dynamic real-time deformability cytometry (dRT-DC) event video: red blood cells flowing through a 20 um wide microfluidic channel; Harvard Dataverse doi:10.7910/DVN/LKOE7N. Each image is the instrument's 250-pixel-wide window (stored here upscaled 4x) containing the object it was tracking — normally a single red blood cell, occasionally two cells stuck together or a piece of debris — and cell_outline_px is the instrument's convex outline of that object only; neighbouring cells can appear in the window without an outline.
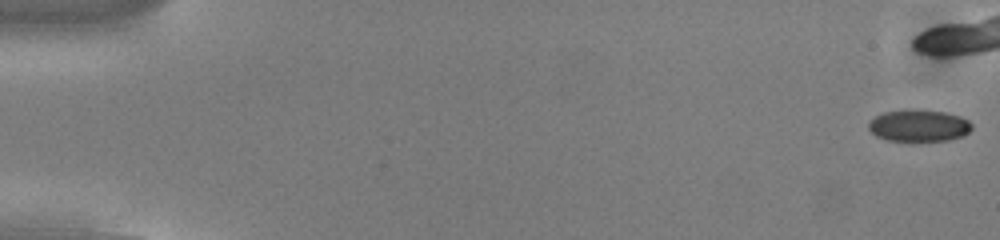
{"species": "common noctule bat (a hibernating species)", "species_latin": "Nyctalus noctula", "temperature_condition": "cold", "stored_images_in_passage": 42, "camera_frame_rate_fps": 3000, "um_per_image_px": 0.085, "animal": {"sex": "male", "body_mass_g": 13.0, "forearm_length_mm": 53.1}, "frame": {"image": 1, "passage_image": 1, "time_ms": 0.0, "image_size_px": [1000, 240], "cell_outline_px": [[972, 128], [964, 136], [948, 140], [908, 144], [888, 140], [876, 136], [868, 128], [868, 124], [876, 116], [884, 112], [904, 108], [920, 108], [948, 112], [960, 116], [968, 120], [972, 124]], "centroid_in_image_um": [78.11, 10.69], "position_along_channel_um": 6.9, "area_um2": 20.35}}
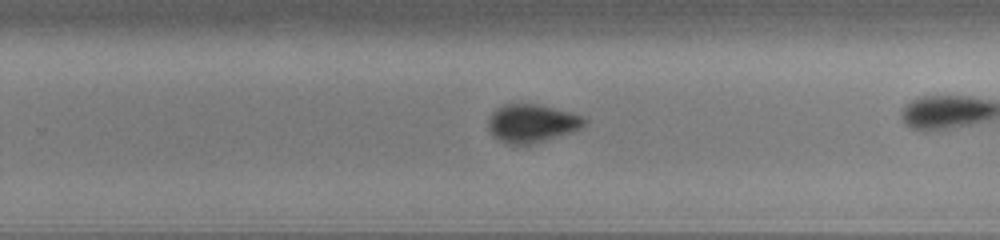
{"frame": {"image": 2, "passage_image": 35, "time_ms": 11.333, "image_size_px": [1000, 240], "cell_outline_px": [[588, 120], [580, 128], [572, 132], [544, 140], [528, 144], [504, 144], [492, 136], [488, 132], [488, 120], [492, 112], [496, 108], [504, 104], [540, 104], [584, 116]], "centroid_in_image_um": [45.17, 10.48], "position_along_channel_um": 284.6, "area_um2": 21.5}}
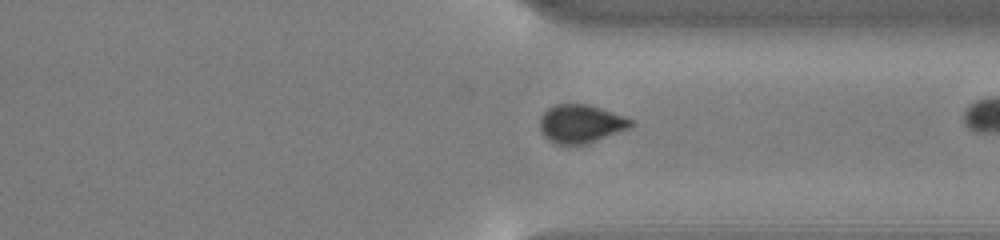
{"frame": {"image": 3, "passage_image": 41, "time_ms": 13.333, "image_size_px": [1000, 240], "cell_outline_px": [[636, 124], [632, 128], [584, 144], [556, 144], [548, 140], [540, 132], [540, 116], [548, 108], [556, 104], [588, 104], [636, 120]], "centroid_in_image_um": [49.4, 10.52], "position_along_channel_um": 362.0, "area_um2": 20.52}}